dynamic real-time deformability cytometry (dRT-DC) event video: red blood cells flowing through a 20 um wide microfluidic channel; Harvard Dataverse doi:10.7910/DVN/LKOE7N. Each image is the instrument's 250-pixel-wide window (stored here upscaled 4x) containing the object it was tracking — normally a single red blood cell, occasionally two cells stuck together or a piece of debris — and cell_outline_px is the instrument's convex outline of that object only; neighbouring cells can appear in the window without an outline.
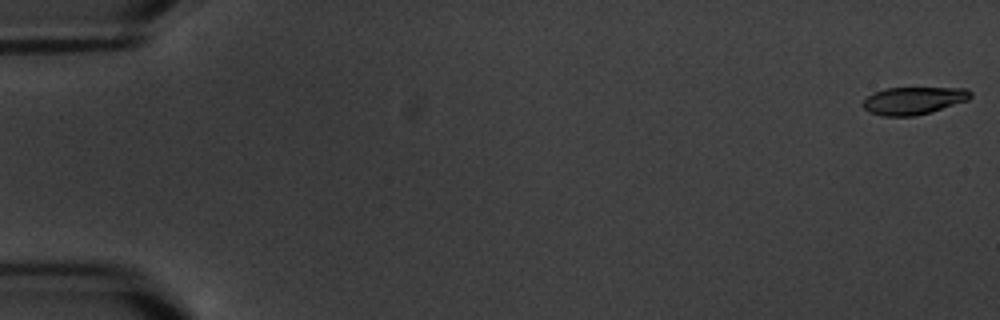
{"species": "common noctule bat (a hibernating species)", "species_latin": "Nyctalus noctula", "temperature_condition": "warm", "stored_images_in_passage": 6, "camera_frame_rate_fps": 3000, "um_per_image_px": 0.085, "animal": {"sex": "male", "body_mass_g": 20.1, "forearm_length_mm": 53.5}, "frame": {"image": 1, "passage_image": 1, "time_ms": 0.0, "image_size_px": [1000, 320], "cell_outline_px": [[972, 96], [968, 100], [932, 112], [912, 116], [884, 116], [872, 112], [864, 108], [860, 104], [872, 92], [884, 88], [968, 88], [972, 92]], "centroid_in_image_um": [77.66, 8.54], "position_along_channel_um": 7.3, "area_um2": 17.34}}
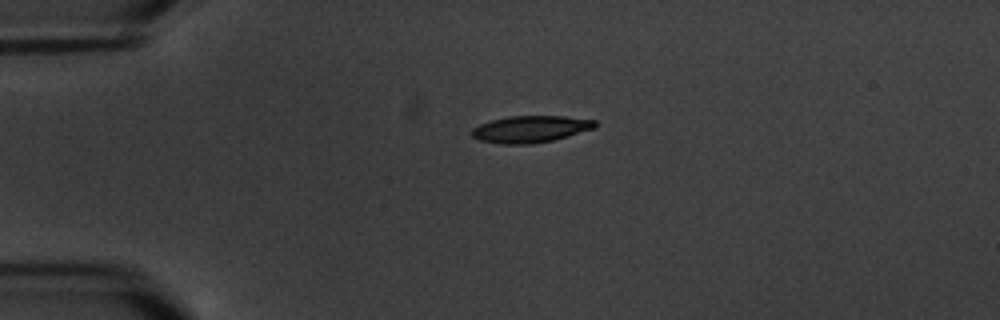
{"frame": {"image": 2, "passage_image": 5, "time_ms": 4.667, "image_size_px": [1000, 320], "cell_outline_px": [[596, 128], [552, 140], [532, 144], [500, 144], [480, 140], [472, 136], [472, 128], [480, 124], [492, 120], [508, 116], [564, 116], [596, 120]], "centroid_in_image_um": [45.09, 10.97], "position_along_channel_um": 39.9, "area_um2": 19.19}}